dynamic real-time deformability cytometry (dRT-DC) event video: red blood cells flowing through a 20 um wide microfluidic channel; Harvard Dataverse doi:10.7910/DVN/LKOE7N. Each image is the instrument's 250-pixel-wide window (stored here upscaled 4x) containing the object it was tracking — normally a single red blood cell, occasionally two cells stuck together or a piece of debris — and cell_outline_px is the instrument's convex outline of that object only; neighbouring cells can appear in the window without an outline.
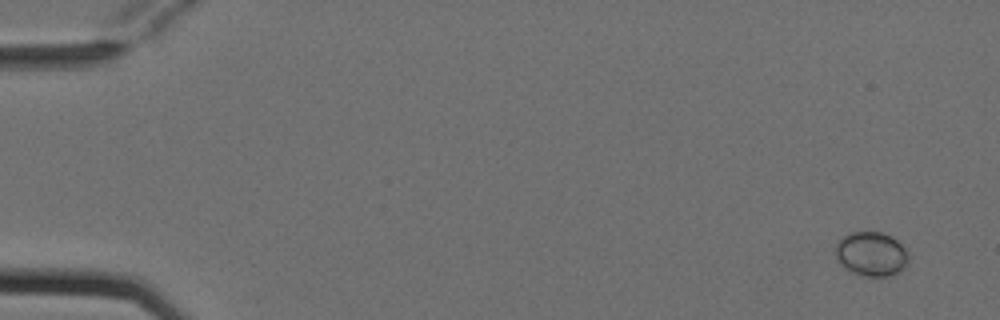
{"species": "Egyptian fruit bat (a non-hibernating species)", "species_latin": "Rousettus aegyptiacus", "temperature_condition": "cold", "stored_images_in_passage": 5, "camera_frame_rate_fps": 3000, "um_per_image_px": 0.085, "animal": {"sex": "female"}, "frame": {"image": 1, "passage_image": 1, "time_ms": 0.0, "image_size_px": [1000, 320], "cell_outline_px": [[908, 260], [904, 268], [900, 272], [888, 276], [860, 276], [844, 268], [836, 260], [836, 240], [848, 232], [880, 232], [892, 236], [908, 252]], "centroid_in_image_um": [74.03, 21.59], "position_along_channel_um": 11.0, "area_um2": 19.13}}
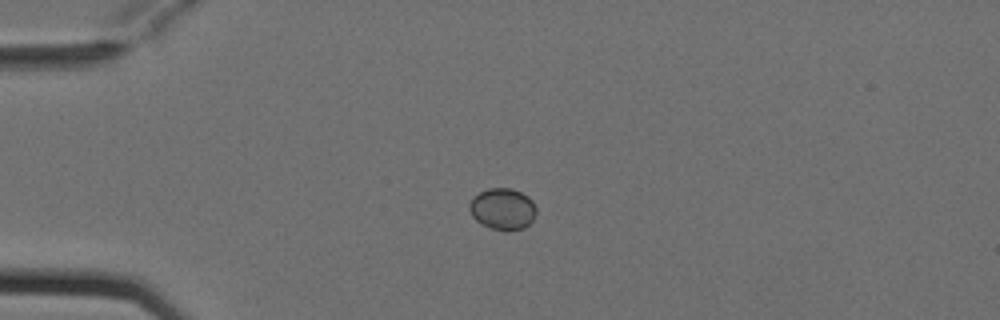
{"frame": {"image": 2, "passage_image": 4, "time_ms": 1.0, "image_size_px": [1000, 320], "cell_outline_px": [[536, 216], [524, 228], [508, 232], [504, 232], [488, 228], [480, 224], [472, 216], [468, 208], [468, 204], [472, 196], [488, 188], [512, 188], [528, 196], [532, 200], [536, 208]], "centroid_in_image_um": [42.7, 17.78], "position_along_channel_um": 42.3, "area_um2": 16.65}}